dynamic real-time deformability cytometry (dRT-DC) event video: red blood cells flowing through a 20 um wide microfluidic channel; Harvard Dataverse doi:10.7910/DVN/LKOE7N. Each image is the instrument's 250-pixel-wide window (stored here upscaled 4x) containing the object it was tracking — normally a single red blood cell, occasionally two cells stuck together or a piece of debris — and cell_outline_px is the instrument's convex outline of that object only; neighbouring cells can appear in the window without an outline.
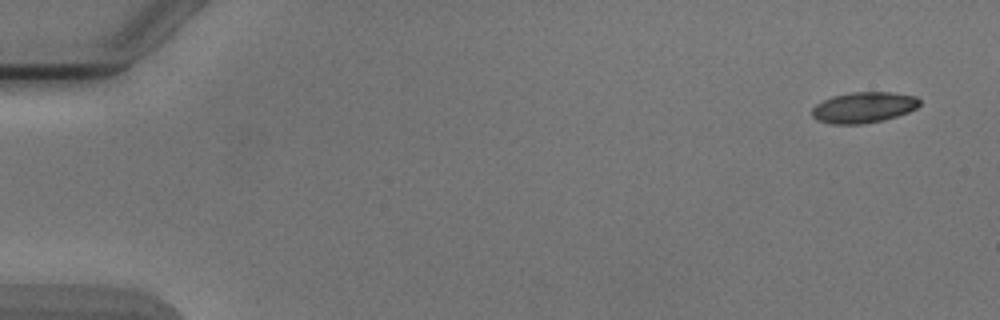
{"species": "Egyptian fruit bat (a non-hibernating species)", "species_latin": "Rousettus aegyptiacus", "temperature_condition": "cold", "stored_images_in_passage": 6, "camera_frame_rate_fps": 3000, "um_per_image_px": 0.085, "animal": {"sex": "male"}, "frame": {"image": 1, "passage_image": 1, "time_ms": 0.0, "image_size_px": [1000, 320], "cell_outline_px": [[920, 104], [916, 108], [908, 112], [884, 120], [860, 124], [832, 124], [816, 120], [812, 116], [812, 108], [816, 104], [832, 96], [852, 92], [892, 92], [916, 96], [920, 100]], "centroid_in_image_um": [73.4, 9.13], "position_along_channel_um": 11.6, "area_um2": 19.36}}